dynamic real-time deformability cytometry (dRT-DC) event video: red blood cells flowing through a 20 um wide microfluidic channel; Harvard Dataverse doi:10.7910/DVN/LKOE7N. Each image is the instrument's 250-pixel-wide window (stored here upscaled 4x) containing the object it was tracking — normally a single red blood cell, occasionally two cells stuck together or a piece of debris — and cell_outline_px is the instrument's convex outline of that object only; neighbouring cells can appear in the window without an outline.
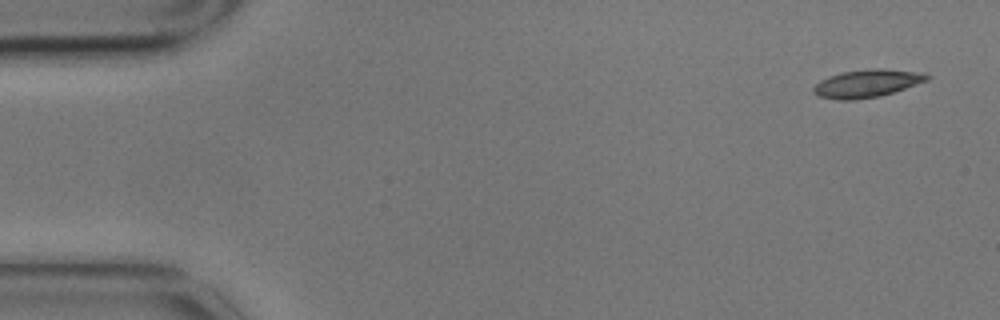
{"species": "common noctule bat (a hibernating species)", "species_latin": "Nyctalus noctula", "temperature_condition": "cold", "stored_images_in_passage": 10, "camera_frame_rate_fps": 3000, "um_per_image_px": 0.085, "animal": {"sex": "male", "body_mass_g": 17.9}, "frame": {"image": 1, "passage_image": 1, "time_ms": 0.0, "image_size_px": [1000, 320], "cell_outline_px": [[932, 76], [928, 80], [880, 96], [856, 100], [840, 100], [820, 96], [812, 92], [812, 88], [820, 80], [828, 76], [840, 72], [872, 68], [884, 68], [924, 72]], "centroid_in_image_um": [73.7, 7.07], "position_along_channel_um": 11.3, "area_um2": 18.55}}
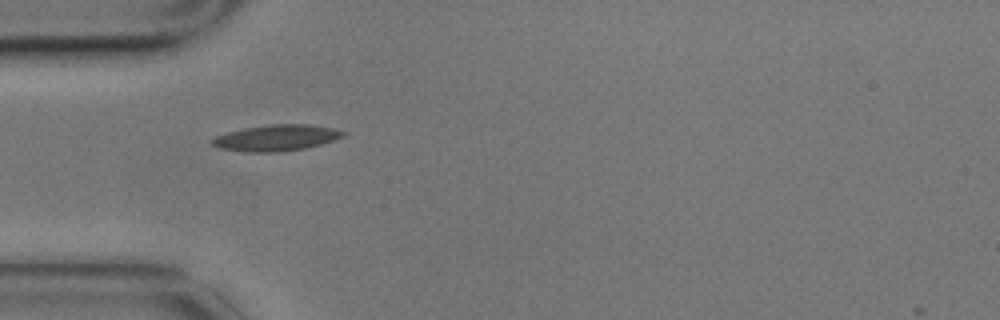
{"frame": {"image": 2, "passage_image": 4, "time_ms": 1.0, "image_size_px": [1000, 320], "cell_outline_px": [[348, 132], [344, 136], [320, 144], [304, 148], [280, 152], [244, 152], [216, 148], [212, 144], [212, 140], [216, 136], [228, 132], [244, 128], [272, 124], [308, 124], [332, 128]], "centroid_in_image_um": [23.47, 11.72], "position_along_channel_um": 61.5, "area_um2": 19.88}}